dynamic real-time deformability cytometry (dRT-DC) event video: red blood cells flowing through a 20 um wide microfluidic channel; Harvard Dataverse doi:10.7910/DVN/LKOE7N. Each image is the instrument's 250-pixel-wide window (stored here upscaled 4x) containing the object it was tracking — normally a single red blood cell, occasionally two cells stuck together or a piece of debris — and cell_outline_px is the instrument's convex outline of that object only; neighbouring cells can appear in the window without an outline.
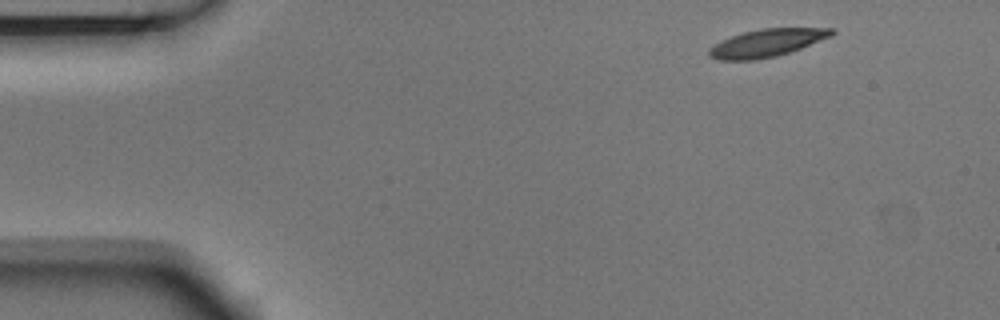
{"species": "Egyptian fruit bat (a non-hibernating species)", "species_latin": "Rousettus aegyptiacus", "temperature_condition": "room temperature", "stored_images_in_passage": 3, "camera_frame_rate_fps": 3000, "um_per_image_px": 0.085, "animal": {"sex": "male"}, "frame": {"image": 1, "passage_image": 1, "time_ms": 0.0, "image_size_px": [1000, 320], "cell_outline_px": [[836, 32], [832, 36], [800, 48], [776, 56], [752, 60], [716, 60], [708, 56], [708, 48], [712, 44], [732, 36], [744, 32], [760, 28], [836, 28]], "centroid_in_image_um": [65.15, 3.64], "position_along_channel_um": 19.8, "area_um2": 19.83}}